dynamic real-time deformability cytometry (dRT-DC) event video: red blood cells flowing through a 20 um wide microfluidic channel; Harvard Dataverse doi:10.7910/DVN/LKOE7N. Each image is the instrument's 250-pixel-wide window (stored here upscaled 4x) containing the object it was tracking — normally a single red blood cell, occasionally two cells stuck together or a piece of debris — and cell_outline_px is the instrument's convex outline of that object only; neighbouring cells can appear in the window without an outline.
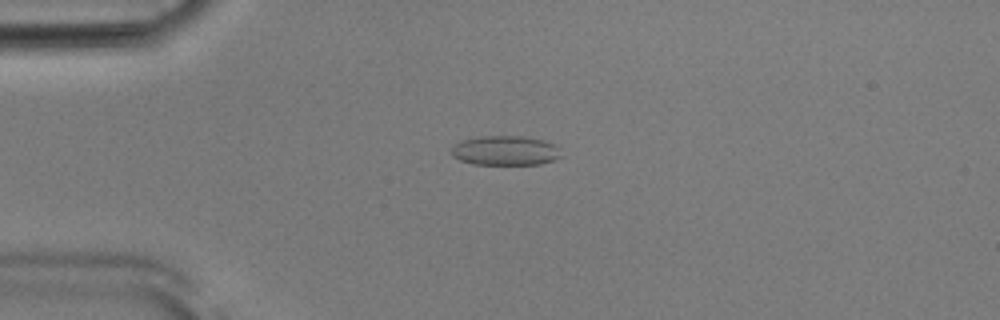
{"species": "Egyptian fruit bat (a non-hibernating species)", "species_latin": "Rousettus aegyptiacus", "temperature_condition": "room temperature", "stored_images_in_passage": 52, "camera_frame_rate_fps": 3000, "um_per_image_px": 0.085, "animal": {"sex": "male"}, "frame": {"image": 1, "passage_image": 13, "time_ms": 4.0, "image_size_px": [1000, 320], "cell_outline_px": [[560, 156], [552, 160], [540, 164], [476, 164], [460, 160], [452, 156], [452, 148], [460, 140], [484, 136], [520, 136], [544, 140], [560, 148]], "centroid_in_image_um": [42.94, 12.79], "position_along_channel_um": 42.1, "area_um2": 18.67}}
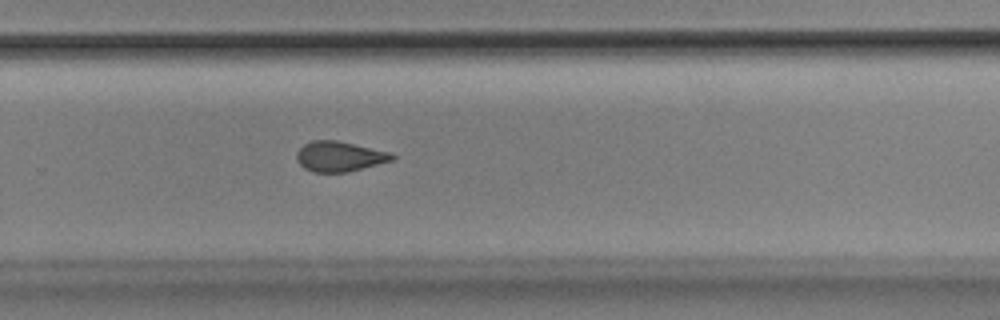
{"frame": {"image": 2, "passage_image": 35, "time_ms": 11.333, "image_size_px": [1000, 320], "cell_outline_px": [[396, 156], [392, 160], [348, 172], [316, 172], [304, 168], [296, 160], [296, 152], [304, 144], [312, 140], [336, 140], [392, 152]], "centroid_in_image_um": [28.85, 13.29], "position_along_channel_um": 301.0, "area_um2": 16.76}}
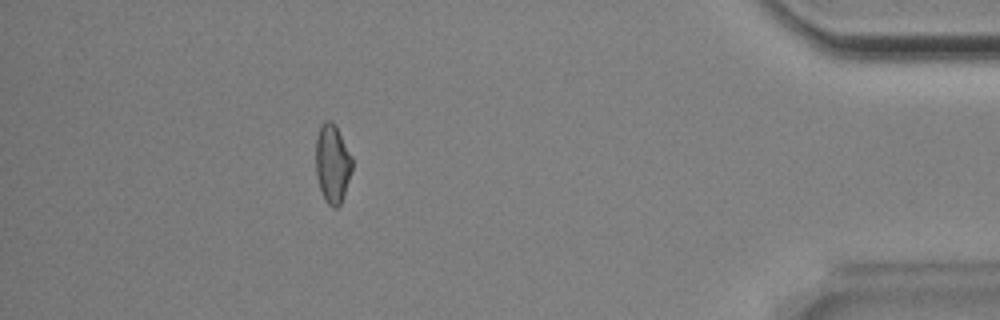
{"frame": {"image": 3, "passage_image": 47, "time_ms": 15.333, "image_size_px": [1000, 320], "cell_outline_px": [[352, 172], [340, 204], [336, 208], [332, 208], [324, 200], [316, 176], [316, 136], [320, 124], [324, 120], [332, 120], [352, 156]], "centroid_in_image_um": [28.24, 13.9], "position_along_channel_um": 407.0, "area_um2": 16.76}, "authors_computed_cell_mechanics": {"area_um2": 17.3978, "velocity_mm_per_s": 3.878, "shape_relaxation_time_tau1_ms": null, "shape_relaxation_time_tau2_ms": 2.3496, "deformation_change_tau1": null, "deformation_change_tau2": 0.0756}}